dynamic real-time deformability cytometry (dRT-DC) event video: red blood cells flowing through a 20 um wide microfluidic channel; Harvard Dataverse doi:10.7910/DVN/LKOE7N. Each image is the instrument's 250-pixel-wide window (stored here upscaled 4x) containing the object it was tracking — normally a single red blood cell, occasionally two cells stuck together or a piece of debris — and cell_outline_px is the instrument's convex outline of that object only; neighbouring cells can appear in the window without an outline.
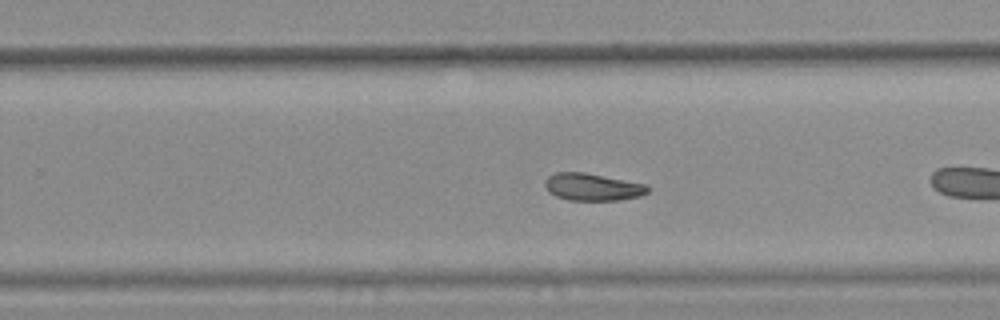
{"species": "common noctule bat (a hibernating species)", "species_latin": "Nyctalus noctula", "temperature_condition": "warm", "stored_images_in_passage": 32, "camera_frame_rate_fps": 3000, "um_per_image_px": 0.085, "animal": {"sex": "female", "body_mass_g": 25.1}, "frame": {"image": 1, "passage_image": 19, "time_ms": 6.0, "image_size_px": [1000, 320], "cell_outline_px": [[648, 192], [640, 196], [620, 200], [568, 200], [556, 196], [548, 192], [544, 184], [544, 180], [548, 176], [556, 172], [584, 172], [648, 184]], "centroid_in_image_um": [50.35, 15.89], "position_along_channel_um": 279.4, "area_um2": 16.47}}
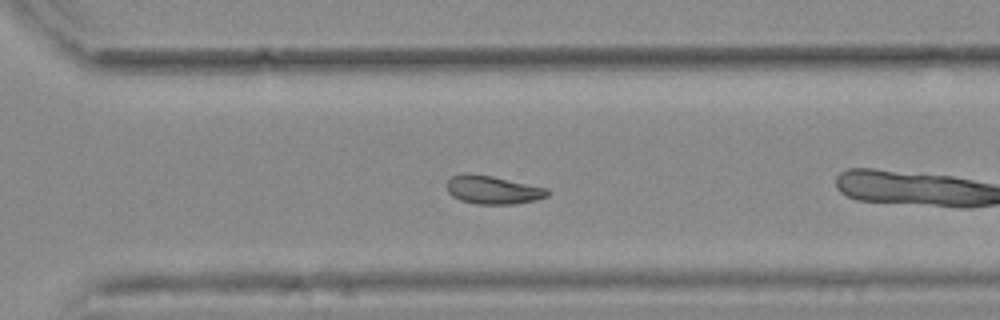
{"frame": {"image": 2, "passage_image": 23, "time_ms": 7.333, "image_size_px": [1000, 320], "cell_outline_px": [[548, 196], [536, 200], [516, 204], [476, 204], [460, 200], [452, 196], [448, 192], [448, 180], [452, 176], [460, 172], [468, 172], [492, 176], [548, 188]], "centroid_in_image_um": [41.88, 16.13], "position_along_channel_um": 328.7, "area_um2": 16.76}, "authors_computed_cell_mechanics": {"area_um2": 16.762, "velocity_mm_per_s": 3.6863, "shape_relaxation_time_tau1_ms": null, "shape_relaxation_time_tau2_ms": 2.7897, "deformation_change_tau1": null, "deformation_change_tau2": 0.068}}